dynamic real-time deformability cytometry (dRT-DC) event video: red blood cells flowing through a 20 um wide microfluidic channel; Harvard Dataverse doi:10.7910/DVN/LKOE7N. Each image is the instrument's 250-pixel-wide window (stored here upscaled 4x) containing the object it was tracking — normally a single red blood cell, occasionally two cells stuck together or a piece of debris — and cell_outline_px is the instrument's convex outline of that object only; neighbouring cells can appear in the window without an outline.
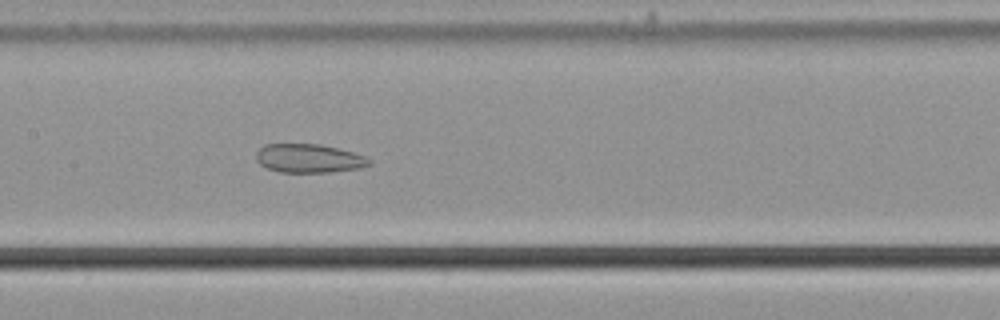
{"species": "common noctule bat (a hibernating species)", "species_latin": "Nyctalus noctula", "temperature_condition": "cold", "stored_images_in_passage": 45, "camera_frame_rate_fps": 3000, "um_per_image_px": 0.085, "animal": {"sex": "male", "body_mass_g": 21.5, "forearm_length_mm": 52.0}, "frame": {"image": 1, "passage_image": 16, "time_ms": 5.0, "image_size_px": [1000, 320], "cell_outline_px": [[372, 164], [360, 168], [332, 172], [280, 172], [268, 168], [260, 164], [256, 160], [256, 152], [264, 144], [320, 144], [352, 152], [364, 156], [372, 160]], "centroid_in_image_um": [26.26, 13.46], "position_along_channel_um": 181.1, "area_um2": 18.9}}
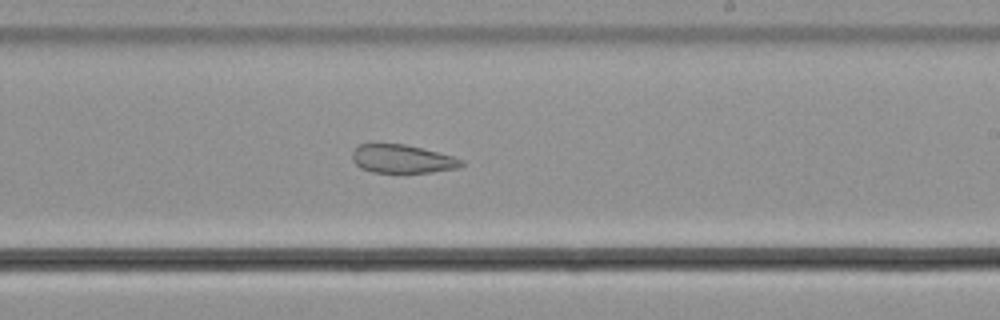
{"frame": {"image": 2, "passage_image": 22, "time_ms": 7.0, "image_size_px": [1000, 320], "cell_outline_px": [[464, 164], [456, 168], [432, 172], [404, 176], [372, 172], [360, 168], [352, 160], [352, 152], [360, 144], [404, 144], [452, 156], [464, 160]], "centroid_in_image_um": [34.17, 13.57], "position_along_channel_um": 254.8, "area_um2": 18.67}}
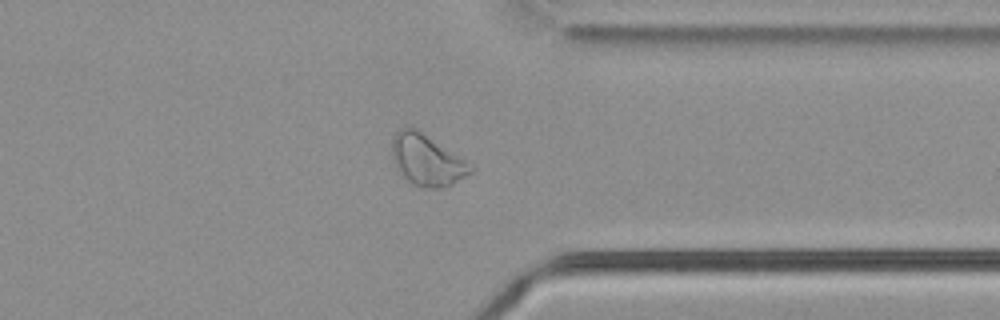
{"frame": {"image": 3, "passage_image": 32, "time_ms": 10.333, "image_size_px": [1000, 320], "cell_outline_px": [[476, 168], [472, 172], [444, 188], [420, 188], [412, 184], [396, 168], [392, 160], [392, 140], [396, 132], [400, 128], [416, 128], [476, 164]], "centroid_in_image_um": [36.35, 13.61], "position_along_channel_um": 375.1, "area_um2": 23.99}, "authors_computed_cell_mechanics": {"area_um2": 23.987, "velocity_mm_per_s": 3.6927, "shape_relaxation_time_tau1_ms": null, "shape_relaxation_time_tau2_ms": 10.0253, "deformation_change_tau1": null, "deformation_change_tau2": 0.1635}}